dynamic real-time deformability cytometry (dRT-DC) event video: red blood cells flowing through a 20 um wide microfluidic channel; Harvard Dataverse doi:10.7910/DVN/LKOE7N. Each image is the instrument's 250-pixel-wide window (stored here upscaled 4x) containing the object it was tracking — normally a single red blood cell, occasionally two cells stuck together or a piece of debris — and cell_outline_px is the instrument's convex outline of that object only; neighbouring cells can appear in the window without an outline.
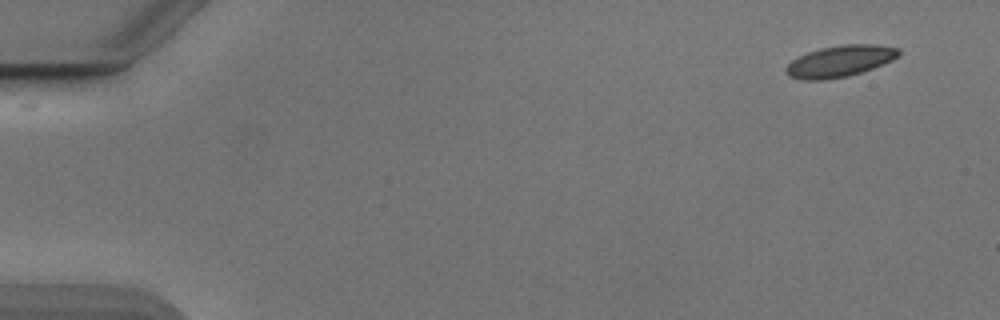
{"species": "Egyptian fruit bat (a non-hibernating species)", "species_latin": "Rousettus aegyptiacus", "temperature_condition": "cold", "stored_images_in_passage": 51, "camera_frame_rate_fps": 3000, "um_per_image_px": 0.085, "animal": {"sex": "male"}, "frame": {"image": 1, "passage_image": 1, "time_ms": 0.0, "image_size_px": [1000, 320], "cell_outline_px": [[900, 52], [892, 60], [872, 68], [848, 76], [824, 80], [804, 80], [788, 76], [784, 72], [784, 68], [792, 60], [808, 52], [820, 48], [844, 44], [876, 44], [900, 48]], "centroid_in_image_um": [71.36, 5.2], "position_along_channel_um": 13.6, "area_um2": 20.58}}
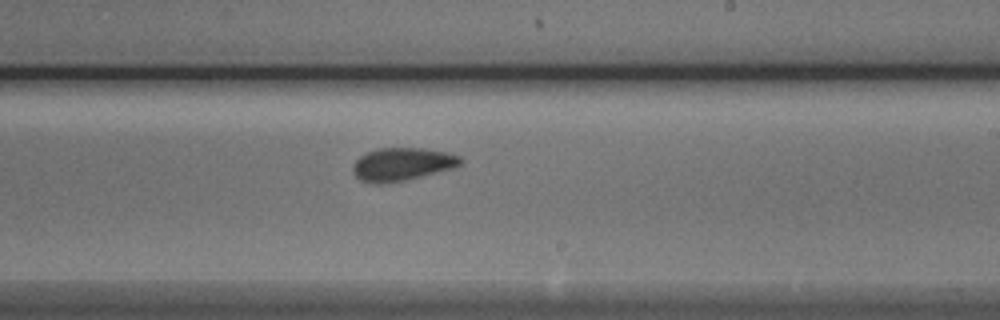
{"frame": {"image": 2, "passage_image": 30, "time_ms": 9.667, "image_size_px": [1000, 320], "cell_outline_px": [[464, 160], [460, 164], [452, 168], [404, 180], [360, 180], [352, 172], [352, 164], [360, 156], [376, 148], [424, 148], [444, 152], [460, 156]], "centroid_in_image_um": [34.2, 13.9], "position_along_channel_um": 254.8, "area_um2": 19.83}}
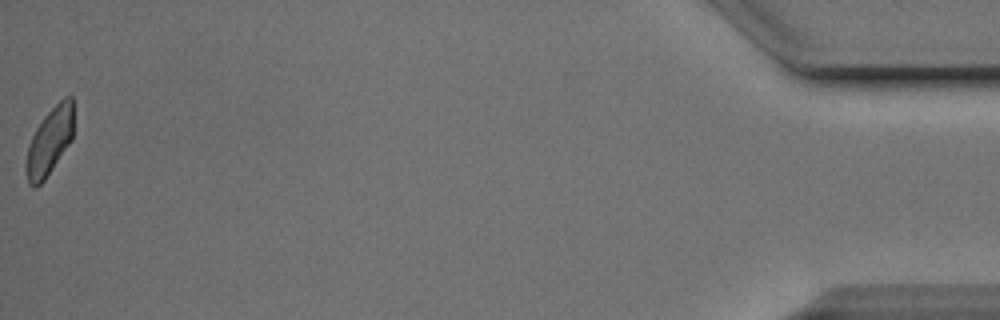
{"frame": {"image": 3, "passage_image": 51, "time_ms": 16.667, "image_size_px": [1000, 320], "cell_outline_px": [[72, 140], [44, 180], [36, 188], [32, 188], [28, 184], [24, 168], [24, 164], [28, 144], [36, 128], [44, 116], [64, 96], [72, 96]], "centroid_in_image_um": [4.16, 12.07], "position_along_channel_um": 431.0, "area_um2": 18.67}, "authors_computed_cell_mechanics": {"area_um2": 20.3456, "velocity_mm_per_s": 3.8718, "shape_relaxation_time_tau1_ms": 3.9169, "shape_relaxation_time_tau2_ms": 0.8597, "deformation_change_tau1": 0.0948, "deformation_change_tau2": 0.0517}}